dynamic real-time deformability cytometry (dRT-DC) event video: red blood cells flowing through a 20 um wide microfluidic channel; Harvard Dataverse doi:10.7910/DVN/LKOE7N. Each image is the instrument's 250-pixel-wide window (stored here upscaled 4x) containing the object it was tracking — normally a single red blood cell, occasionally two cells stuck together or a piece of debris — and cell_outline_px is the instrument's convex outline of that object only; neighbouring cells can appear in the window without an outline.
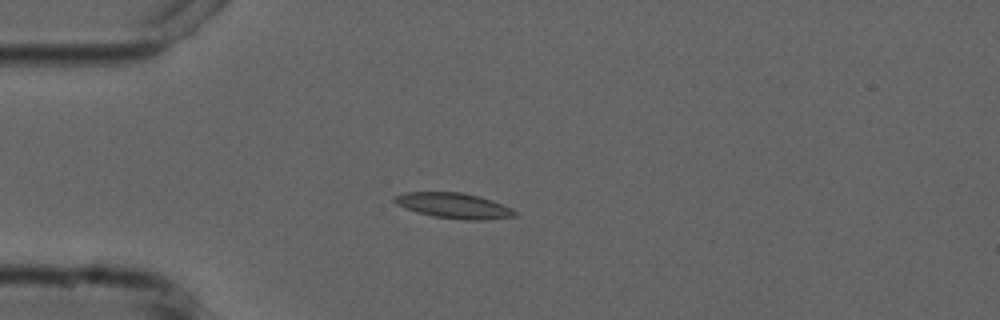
{"species": "common noctule bat (a hibernating species)", "species_latin": "Nyctalus noctula", "temperature_condition": "cold", "stored_images_in_passage": 3, "camera_frame_rate_fps": 3000, "um_per_image_px": 0.085, "animal": {"sex": "male", "forearm_length_mm": 52.5}, "frame": {"image": 1, "passage_image": 3, "time_ms": 3.667, "image_size_px": [1000, 320], "cell_outline_px": [[516, 216], [484, 220], [464, 220], [436, 216], [416, 212], [396, 204], [392, 200], [392, 196], [408, 192], [460, 192], [480, 196], [492, 200], [516, 212]], "centroid_in_image_um": [38.52, 17.47], "position_along_channel_um": 46.5, "area_um2": 17.63}}